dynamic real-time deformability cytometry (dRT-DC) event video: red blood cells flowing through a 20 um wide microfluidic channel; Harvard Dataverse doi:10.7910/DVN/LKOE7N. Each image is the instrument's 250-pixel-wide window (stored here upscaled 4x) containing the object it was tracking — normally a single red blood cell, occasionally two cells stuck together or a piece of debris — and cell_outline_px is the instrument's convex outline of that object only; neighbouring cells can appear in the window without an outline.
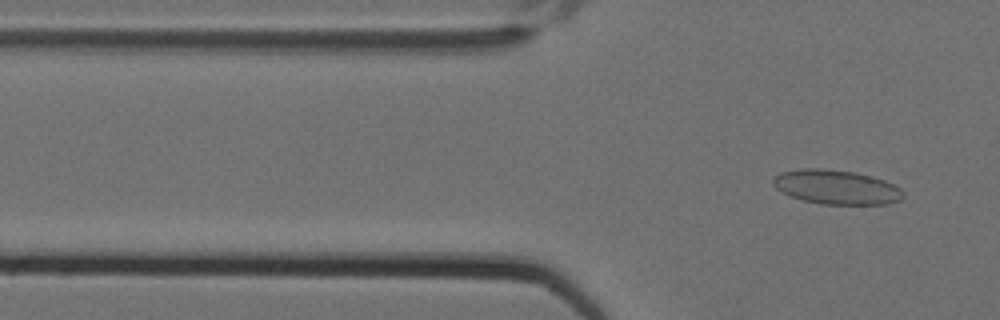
{"species": "Egyptian fruit bat (a non-hibernating species)", "species_latin": "Rousettus aegyptiacus", "temperature_condition": "cold", "stored_images_in_passage": 2, "camera_frame_rate_fps": 3000, "um_per_image_px": 0.085, "animal": {"sex": "female"}, "frame": {"image": 1, "passage_image": 2, "time_ms": 0.333, "image_size_px": [1000, 320], "cell_outline_px": [[904, 196], [900, 200], [888, 204], [820, 204], [788, 196], [780, 192], [772, 184], [772, 180], [780, 172], [804, 168], [820, 168], [852, 172], [872, 176], [884, 180], [900, 188], [904, 192]], "centroid_in_image_um": [71.07, 15.91], "position_along_channel_um": 54.7, "area_um2": 26.07}}